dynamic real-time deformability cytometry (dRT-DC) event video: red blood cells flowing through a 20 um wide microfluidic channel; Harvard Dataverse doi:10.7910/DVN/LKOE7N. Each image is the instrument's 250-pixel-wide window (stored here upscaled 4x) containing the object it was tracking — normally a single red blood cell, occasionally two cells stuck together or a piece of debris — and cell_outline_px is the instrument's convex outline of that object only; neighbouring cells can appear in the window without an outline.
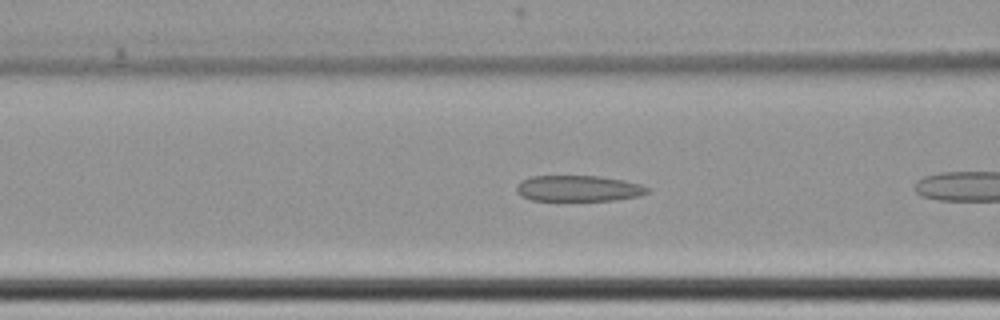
{"species": "common noctule bat (a hibernating species)", "species_latin": "Nyctalus noctula", "temperature_condition": "cold", "stored_images_in_passage": 8, "camera_frame_rate_fps": 3000, "um_per_image_px": 0.085, "animal": {"sex": "female", "body_mass_g": 22.7, "forearm_length_mm": 54.2}, "frame": {"image": 1, "passage_image": 5, "time_ms": 1.333, "image_size_px": [1000, 320], "cell_outline_px": [[648, 192], [640, 196], [616, 200], [532, 200], [520, 196], [516, 192], [516, 188], [520, 180], [532, 176], [600, 176], [640, 184], [648, 188]], "centroid_in_image_um": [49.12, 16.02], "position_along_channel_um": 117.5, "area_um2": 19.71}}